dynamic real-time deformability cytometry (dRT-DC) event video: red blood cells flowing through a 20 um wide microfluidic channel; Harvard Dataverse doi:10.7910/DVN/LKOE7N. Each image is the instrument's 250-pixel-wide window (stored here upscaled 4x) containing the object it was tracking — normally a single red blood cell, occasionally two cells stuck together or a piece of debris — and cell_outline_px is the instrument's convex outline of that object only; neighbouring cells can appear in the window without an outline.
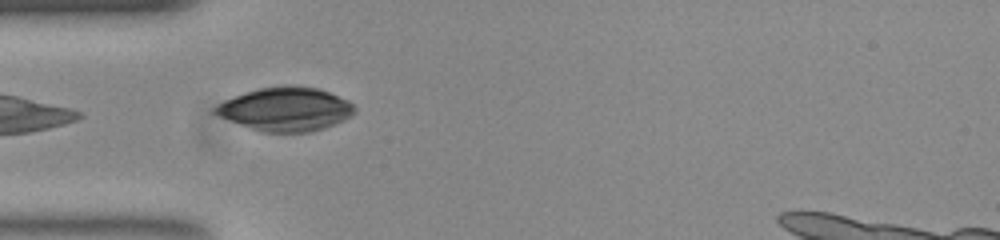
{"species": "common noctule bat (a hibernating species)", "species_latin": "Nyctalus noctula", "temperature_condition": "room temperature", "stored_images_in_passage": 31, "camera_frame_rate_fps": 3000, "um_per_image_px": 0.085, "animal": {"sex": "female", "body_mass_g": 23.0, "forearm_length_mm": 53.4}, "frame": {"image": 1, "passage_image": 1, "time_ms": 0.0, "image_size_px": [1000, 240], "cell_outline_px": [[356, 108], [348, 116], [332, 124], [308, 132], [260, 132], [220, 116], [212, 112], [220, 104], [236, 96], [260, 88], [288, 84], [316, 88], [328, 92], [348, 100]], "centroid_in_image_um": [24.28, 9.27], "position_along_channel_um": 60.7, "area_um2": 34.51}}
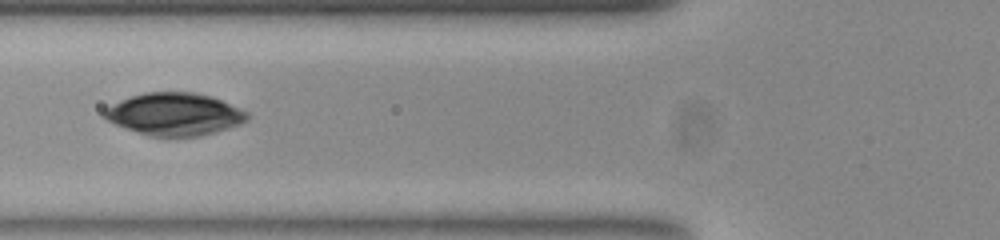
{"frame": {"image": 2, "passage_image": 5, "time_ms": 1.333, "image_size_px": [1000, 240], "cell_outline_px": [[248, 116], [244, 120], [236, 124], [216, 132], [200, 136], [148, 136], [116, 124], [108, 120], [104, 116], [104, 112], [108, 108], [132, 96], [148, 92], [196, 92], [212, 96], [248, 112]], "centroid_in_image_um": [14.86, 9.7], "position_along_channel_um": 110.9, "area_um2": 34.51}}